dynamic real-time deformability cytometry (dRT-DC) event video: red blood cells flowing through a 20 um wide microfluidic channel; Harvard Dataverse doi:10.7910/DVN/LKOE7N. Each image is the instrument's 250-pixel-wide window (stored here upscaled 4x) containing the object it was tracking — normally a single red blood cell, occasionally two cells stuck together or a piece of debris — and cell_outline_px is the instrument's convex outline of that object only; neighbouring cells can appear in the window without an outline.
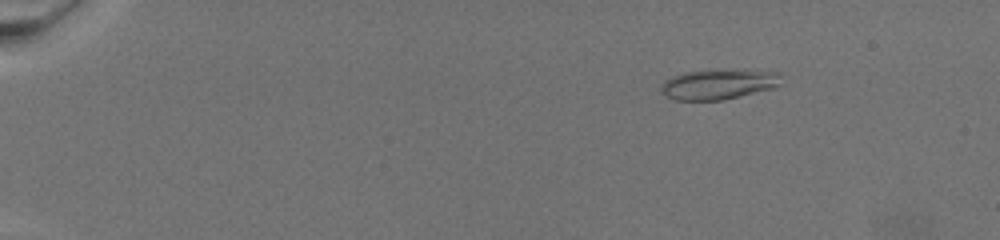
{"species": "common noctule bat (a hibernating species)", "species_latin": "Nyctalus noctula", "temperature_condition": "warm", "stored_images_in_passage": 73, "camera_frame_rate_fps": 3000, "um_per_image_px": 0.085, "animal": {"sex": "female", "body_mass_g": 19.5, "forearm_length_mm": 54.1}, "frame": {"image": 1, "passage_image": 12, "time_ms": 3.667, "image_size_px": [1000, 240], "cell_outline_px": [[780, 84], [772, 88], [724, 100], [676, 100], [664, 96], [660, 92], [660, 88], [664, 80], [672, 76], [684, 72], [780, 72]], "centroid_in_image_um": [60.97, 7.22], "position_along_channel_um": 24.0, "area_um2": 20.17}}
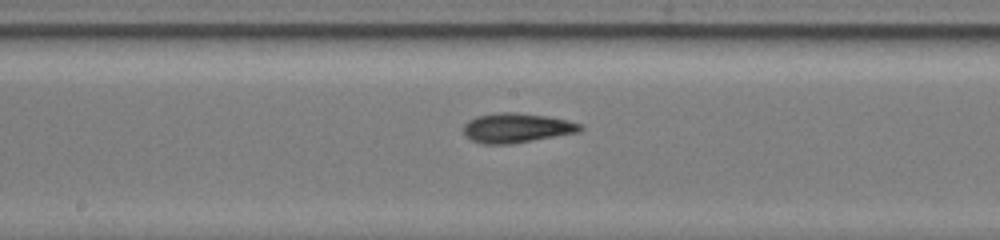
{"frame": {"image": 2, "passage_image": 43, "time_ms": 14.0, "image_size_px": [1000, 240], "cell_outline_px": [[584, 128], [580, 132], [512, 144], [480, 144], [464, 136], [464, 124], [468, 120], [476, 116], [500, 112], [516, 112], [548, 116], [568, 120], [580, 124]], "centroid_in_image_um": [43.91, 10.87], "position_along_channel_um": 204.3, "area_um2": 20.35}}
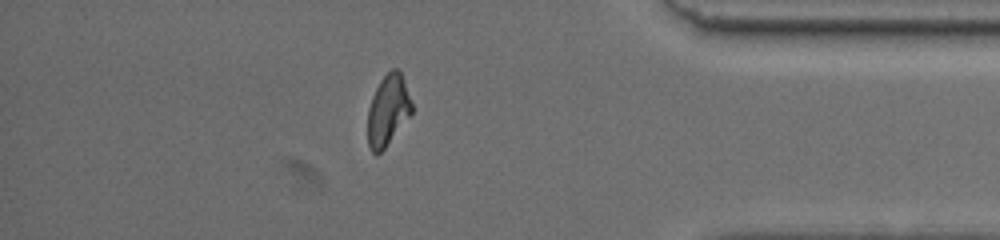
{"frame": {"image": 3, "passage_image": 65, "time_ms": 21.333, "image_size_px": [1000, 240], "cell_outline_px": [[412, 112], [384, 148], [376, 156], [372, 152], [368, 144], [368, 108], [372, 96], [380, 80], [392, 68], [396, 68], [400, 72], [404, 80], [412, 104]], "centroid_in_image_um": [32.96, 9.36], "position_along_channel_um": 402.2, "area_um2": 17.86}}